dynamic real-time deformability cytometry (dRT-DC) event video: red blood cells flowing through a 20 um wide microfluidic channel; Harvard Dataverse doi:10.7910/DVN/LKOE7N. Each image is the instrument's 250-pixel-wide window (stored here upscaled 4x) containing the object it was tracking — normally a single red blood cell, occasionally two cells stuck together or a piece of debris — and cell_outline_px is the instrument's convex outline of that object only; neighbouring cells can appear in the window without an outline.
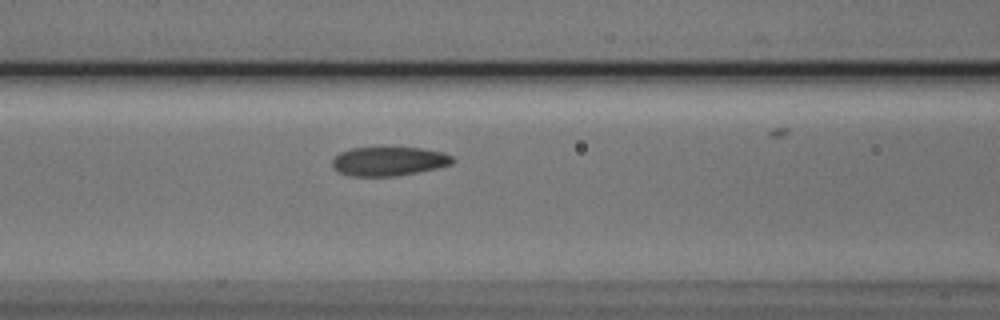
{"species": "Egyptian fruit bat (a non-hibernating species)", "species_latin": "Rousettus aegyptiacus", "temperature_condition": "cold", "stored_images_in_passage": 28, "camera_frame_rate_fps": 3000, "um_per_image_px": 0.085, "animal": {"sex": "male"}, "frame": {"image": 1, "passage_image": 20, "time_ms": 6.333, "image_size_px": [1000, 320], "cell_outline_px": [[456, 160], [452, 164], [436, 168], [416, 172], [392, 176], [348, 176], [332, 168], [332, 160], [340, 152], [352, 148], [420, 148], [444, 152], [452, 156]], "centroid_in_image_um": [33.05, 13.71], "position_along_channel_um": 133.6, "area_um2": 20.23}}
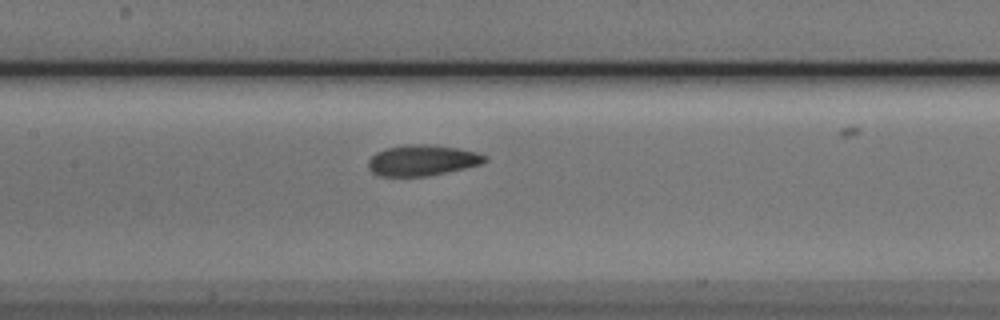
{"frame": {"image": 2, "passage_image": 23, "time_ms": 7.333, "image_size_px": [1000, 320], "cell_outline_px": [[488, 160], [480, 164], [464, 168], [424, 176], [376, 176], [368, 168], [368, 160], [376, 152], [384, 148], [404, 144], [436, 144], [476, 152], [488, 156]], "centroid_in_image_um": [35.85, 13.61], "position_along_channel_um": 171.5, "area_um2": 21.04}}
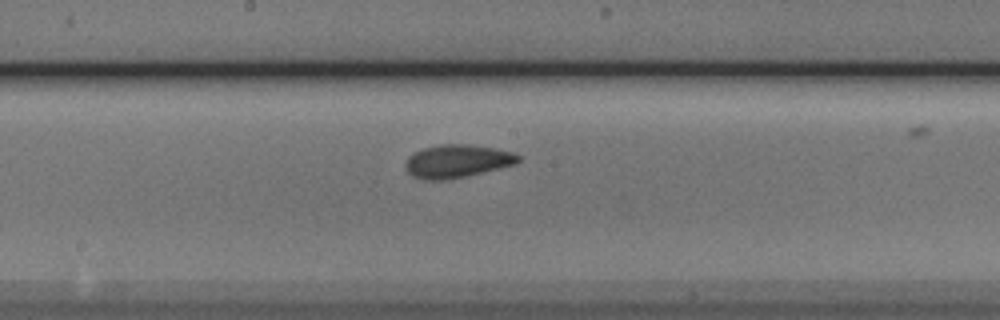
{"frame": {"image": 3, "passage_image": 26, "time_ms": 8.333, "image_size_px": [1000, 320], "cell_outline_px": [[520, 160], [516, 164], [464, 176], [444, 180], [432, 180], [416, 176], [408, 172], [404, 164], [408, 156], [424, 148], [440, 144], [468, 144], [492, 148], [512, 152], [520, 156]], "centroid_in_image_um": [38.86, 13.68], "position_along_channel_um": 209.3, "area_um2": 21.27}}